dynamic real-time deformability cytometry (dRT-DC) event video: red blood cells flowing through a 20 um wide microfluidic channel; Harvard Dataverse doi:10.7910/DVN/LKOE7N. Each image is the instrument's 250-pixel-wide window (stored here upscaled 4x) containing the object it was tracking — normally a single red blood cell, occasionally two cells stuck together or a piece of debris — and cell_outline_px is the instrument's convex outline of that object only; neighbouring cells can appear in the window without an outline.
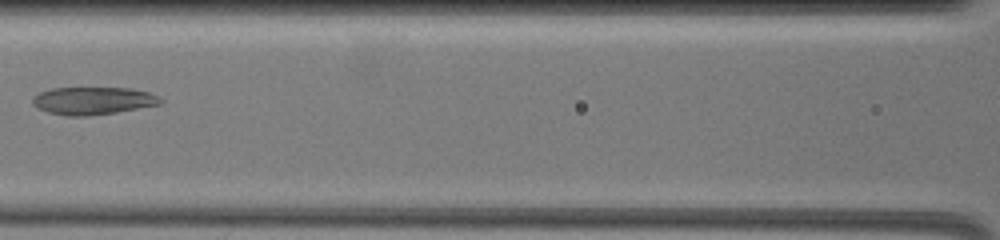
{"species": "common noctule bat (a hibernating species)", "species_latin": "Nyctalus noctula", "temperature_condition": "warm", "stored_images_in_passage": 4, "camera_frame_rate_fps": 3000, "um_per_image_px": 0.085, "animal": {"sex": "female", "body_mass_g": 19.5, "forearm_length_mm": 54.1}, "frame": {"image": 1, "passage_image": 4, "time_ms": 3.667, "image_size_px": [1000, 240], "cell_outline_px": [[164, 100], [160, 104], [116, 112], [88, 116], [68, 116], [48, 112], [32, 104], [32, 96], [40, 92], [52, 88], [132, 88], [148, 92], [160, 96]], "centroid_in_image_um": [7.92, 8.55], "position_along_channel_um": 158.7, "area_um2": 20.58}}